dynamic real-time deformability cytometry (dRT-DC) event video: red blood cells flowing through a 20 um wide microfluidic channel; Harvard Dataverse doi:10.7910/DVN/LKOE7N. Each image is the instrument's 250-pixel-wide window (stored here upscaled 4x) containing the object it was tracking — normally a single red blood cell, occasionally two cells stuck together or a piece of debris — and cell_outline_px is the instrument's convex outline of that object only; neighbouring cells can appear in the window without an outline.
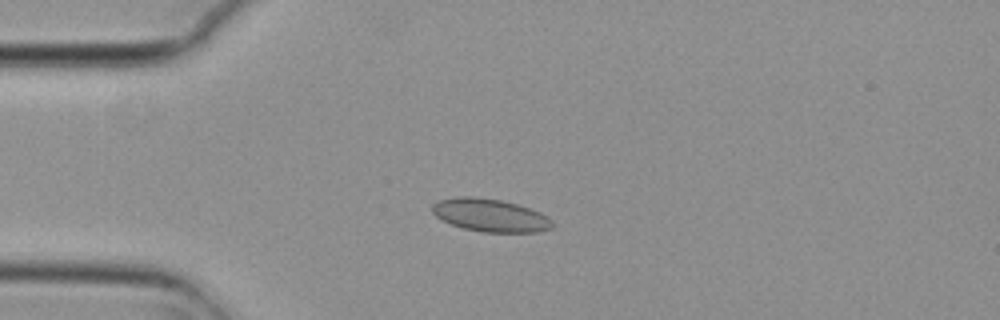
{"species": "common noctule bat (a hibernating species)", "species_latin": "Nyctalus noctula", "temperature_condition": "cold", "stored_images_in_passage": 2, "camera_frame_rate_fps": 3000, "um_per_image_px": 0.085, "animal": {"sex": "female", "body_mass_g": 29.2, "forearm_length_mm": 56.3}, "frame": {"image": 1, "passage_image": 2, "time_ms": 0.333, "image_size_px": [1000, 320], "cell_outline_px": [[552, 228], [536, 232], [484, 232], [464, 228], [452, 224], [436, 216], [432, 212], [432, 204], [440, 200], [456, 196], [472, 196], [500, 200], [516, 204], [540, 212], [548, 216], [552, 220]], "centroid_in_image_um": [41.67, 18.29], "position_along_channel_um": 43.3, "area_um2": 22.83}}